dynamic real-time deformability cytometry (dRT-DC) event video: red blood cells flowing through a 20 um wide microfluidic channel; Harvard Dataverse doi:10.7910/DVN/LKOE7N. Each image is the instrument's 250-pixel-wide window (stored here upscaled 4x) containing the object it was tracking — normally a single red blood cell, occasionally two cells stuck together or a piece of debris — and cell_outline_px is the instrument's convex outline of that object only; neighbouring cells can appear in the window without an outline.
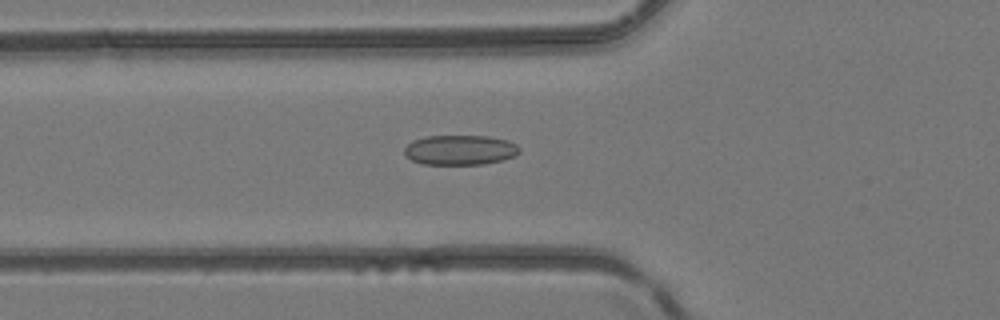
{"species": "common noctule bat (a hibernating species)", "species_latin": "Nyctalus noctula", "temperature_condition": "room temperature", "stored_images_in_passage": 49, "camera_frame_rate_fps": 3000, "um_per_image_px": 0.085, "animal": {"sex": "female", "body_mass_g": 24.6, "forearm_length_mm": 56.2}, "frame": {"image": 1, "passage_image": 18, "time_ms": 5.667, "image_size_px": [1000, 320], "cell_outline_px": [[520, 152], [516, 156], [504, 160], [484, 164], [420, 164], [404, 156], [404, 148], [412, 140], [424, 136], [488, 136], [508, 140], [516, 144], [520, 148]], "centroid_in_image_um": [39.11, 12.75], "position_along_channel_um": 86.7, "area_um2": 20.35}}
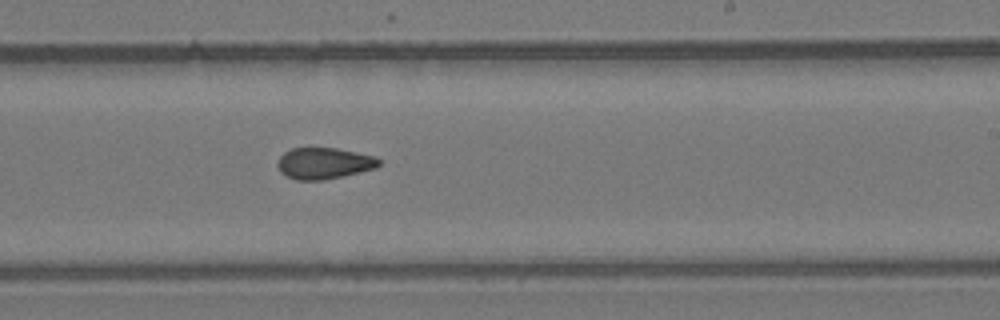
{"frame": {"image": 2, "passage_image": 30, "time_ms": 9.667, "image_size_px": [1000, 320], "cell_outline_px": [[380, 164], [376, 168], [344, 176], [324, 180], [296, 180], [280, 172], [276, 164], [280, 156], [284, 152], [292, 148], [336, 148], [376, 156], [380, 160]], "centroid_in_image_um": [27.54, 13.88], "position_along_channel_um": 261.5, "area_um2": 18.61}}
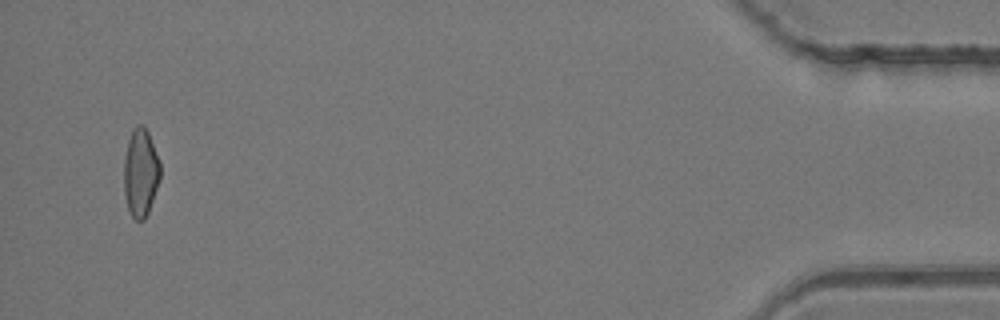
{"frame": {"image": 3, "passage_image": 47, "time_ms": 15.333, "image_size_px": [1000, 320], "cell_outline_px": [[160, 180], [148, 212], [144, 220], [136, 220], [132, 216], [128, 208], [124, 192], [124, 160], [128, 140], [132, 128], [136, 124], [144, 124], [148, 132], [160, 164]], "centroid_in_image_um": [11.94, 14.65], "position_along_channel_um": 423.3, "area_um2": 18.61}}